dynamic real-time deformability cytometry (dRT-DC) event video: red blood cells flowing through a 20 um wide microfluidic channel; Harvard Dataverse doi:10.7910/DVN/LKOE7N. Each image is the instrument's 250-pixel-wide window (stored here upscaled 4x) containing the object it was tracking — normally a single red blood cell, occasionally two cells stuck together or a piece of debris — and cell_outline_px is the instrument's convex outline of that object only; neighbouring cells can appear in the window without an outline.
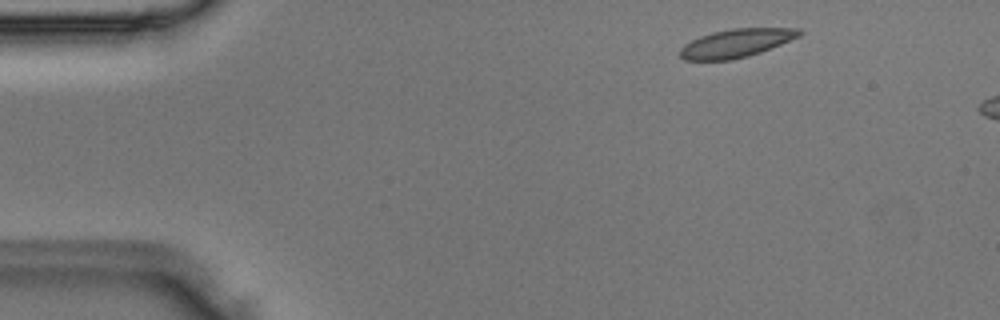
{"species": "Egyptian fruit bat (a non-hibernating species)", "species_latin": "Rousettus aegyptiacus", "temperature_condition": "room temperature", "stored_images_in_passage": 3, "camera_frame_rate_fps": 3000, "um_per_image_px": 0.085, "animal": {"sex": "male"}, "frame": {"image": 1, "passage_image": 1, "time_ms": 0.0, "image_size_px": [1000, 320], "cell_outline_px": [[804, 32], [800, 36], [760, 52], [748, 56], [732, 60], [684, 60], [680, 56], [680, 48], [684, 44], [700, 36], [712, 32], [732, 28], [800, 28]], "centroid_in_image_um": [62.57, 3.66], "position_along_channel_um": 22.4, "area_um2": 19.71}}